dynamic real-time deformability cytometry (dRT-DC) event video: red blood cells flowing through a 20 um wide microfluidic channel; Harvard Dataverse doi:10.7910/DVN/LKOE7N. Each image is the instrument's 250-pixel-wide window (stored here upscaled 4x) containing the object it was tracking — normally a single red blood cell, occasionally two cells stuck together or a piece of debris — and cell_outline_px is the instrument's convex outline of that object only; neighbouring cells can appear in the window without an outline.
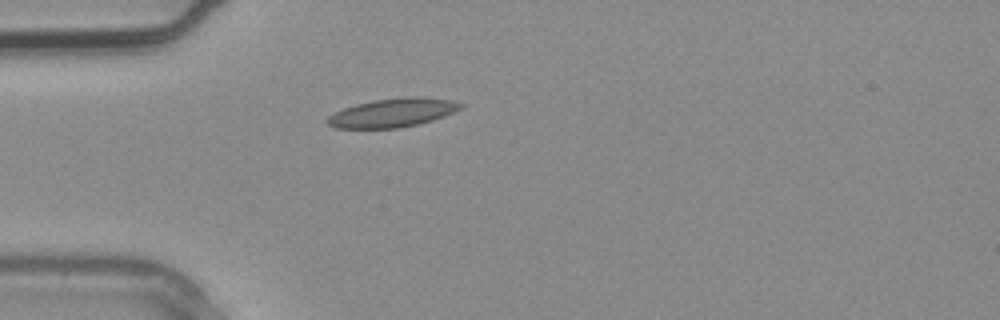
{"species": "common noctule bat (a hibernating species)", "species_latin": "Nyctalus noctula", "temperature_condition": "warm", "stored_images_in_passage": 1, "camera_frame_rate_fps": 3000, "um_per_image_px": 0.085, "animal": {"sex": "male", "body_mass_g": 20.4}, "frame": {"image": 1, "passage_image": 1, "time_ms": 0.0, "image_size_px": [1000, 320], "cell_outline_px": [[464, 108], [444, 116], [432, 120], [400, 128], [336, 128], [328, 124], [324, 120], [328, 116], [344, 108], [356, 104], [376, 100], [404, 96], [416, 96], [452, 100], [464, 104]], "centroid_in_image_um": [33.4, 9.58], "position_along_channel_um": 51.6, "area_um2": 22.31}}